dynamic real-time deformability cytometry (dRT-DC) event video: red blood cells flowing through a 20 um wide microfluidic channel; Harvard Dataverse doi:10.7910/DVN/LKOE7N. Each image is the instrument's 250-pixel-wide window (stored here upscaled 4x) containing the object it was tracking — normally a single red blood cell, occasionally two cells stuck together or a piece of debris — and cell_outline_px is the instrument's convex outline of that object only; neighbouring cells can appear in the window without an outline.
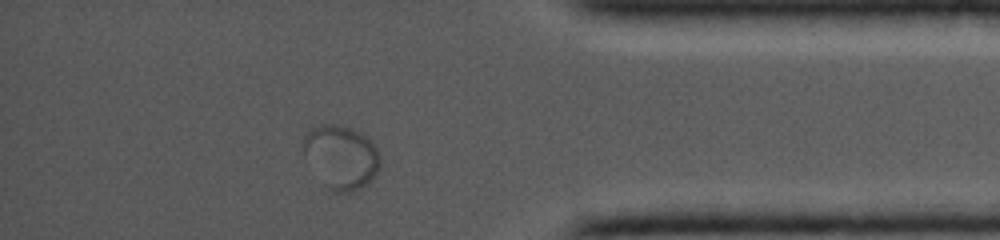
{"species": "common noctule bat (a hibernating species)", "species_latin": "Nyctalus noctula", "temperature_condition": "cold", "stored_images_in_passage": 21, "camera_frame_rate_fps": 5000, "um_per_image_px": 0.085, "animal": {"sex": "female", "body_mass_g": 19.0, "forearm_length_mm": 56.7}, "frame": {"image": 1, "passage_image": 18, "time_ms": 11.8, "image_size_px": [1000, 240], "cell_outline_px": [[380, 168], [372, 180], [360, 188], [352, 192], [336, 192], [328, 188], [300, 148], [304, 136], [312, 128], [324, 124], [332, 124], [352, 128], [360, 132], [376, 148], [380, 156]], "centroid_in_image_um": [29.0, 13.33], "position_along_channel_um": 406.2, "area_um2": 28.03}}